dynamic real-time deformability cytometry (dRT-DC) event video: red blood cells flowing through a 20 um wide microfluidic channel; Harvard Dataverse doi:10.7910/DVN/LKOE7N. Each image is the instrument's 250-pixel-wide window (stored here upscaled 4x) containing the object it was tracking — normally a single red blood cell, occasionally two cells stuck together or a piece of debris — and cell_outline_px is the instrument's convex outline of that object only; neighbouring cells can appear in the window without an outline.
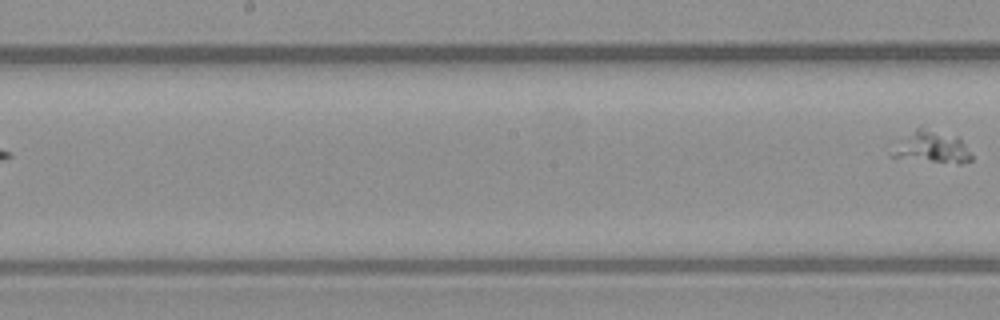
{"species": "common noctule bat (a hibernating species)", "species_latin": "Nyctalus noctula", "temperature_condition": "warm", "stored_images_in_passage": 8, "segment_of_instrument_passage": [2, 2], "camera_frame_rate_fps": 3000, "um_per_image_px": 0.085, "animal": {"sex": "male", "body_mass_g": 23.1, "forearm_length_mm": 52.7}, "frame": {"image": 1, "passage_image": 8, "time_ms": 8.333, "image_size_px": [1000, 320], "cell_outline_px": [[972, 160], [960, 164], [892, 156], [916, 128], [920, 128], [960, 136], [972, 152]], "centroid_in_image_um": [79.47, 12.53], "position_along_channel_um": 168.7, "area_um2": 13.7}}